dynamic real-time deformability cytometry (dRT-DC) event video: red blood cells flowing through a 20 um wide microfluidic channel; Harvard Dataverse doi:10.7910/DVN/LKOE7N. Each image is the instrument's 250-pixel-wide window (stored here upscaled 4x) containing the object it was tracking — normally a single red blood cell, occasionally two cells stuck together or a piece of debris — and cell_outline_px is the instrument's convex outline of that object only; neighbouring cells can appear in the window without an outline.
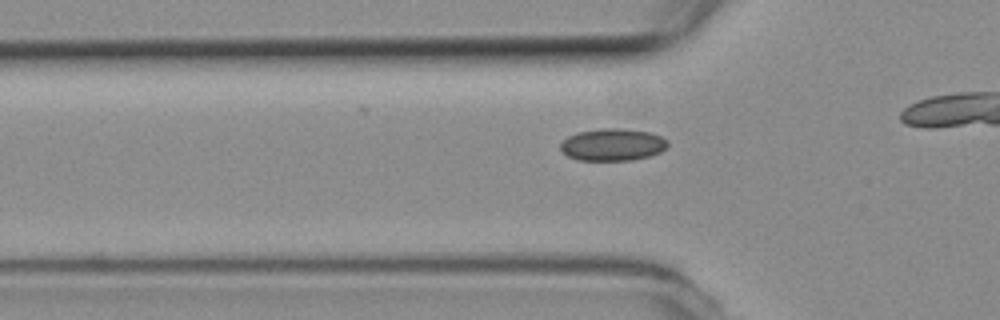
{"species": "common noctule bat (a hibernating species)", "species_latin": "Nyctalus noctula", "temperature_condition": "room temperature", "stored_images_in_passage": 27, "camera_frame_rate_fps": 3000, "um_per_image_px": 0.085, "animal": {"sex": "female", "body_mass_g": 19.3, "forearm_length_mm": 54.1}, "frame": {"image": 1, "passage_image": 2, "time_ms": 0.333, "image_size_px": [1000, 320], "cell_outline_px": [[668, 144], [660, 152], [648, 156], [632, 160], [576, 160], [568, 156], [560, 148], [560, 144], [568, 136], [576, 132], [600, 128], [620, 128], [648, 132], [660, 136], [668, 140]], "centroid_in_image_um": [52.04, 12.29], "position_along_channel_um": 73.8, "area_um2": 20.06}}
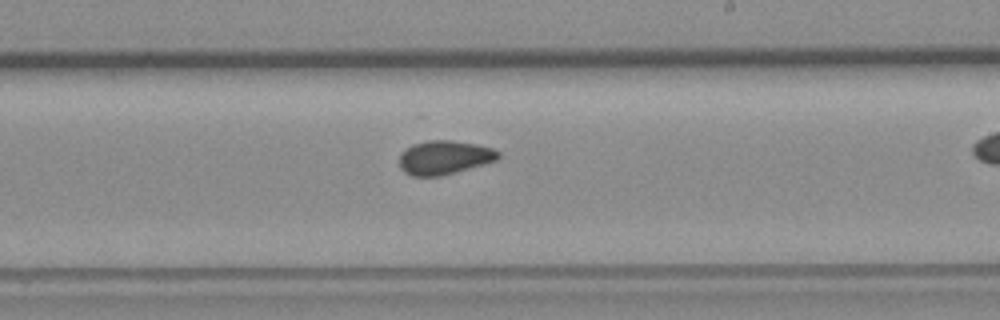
{"frame": {"image": 2, "passage_image": 16, "time_ms": 5.0, "image_size_px": [1000, 320], "cell_outline_px": [[500, 156], [496, 160], [456, 172], [440, 176], [412, 176], [404, 172], [400, 168], [400, 156], [412, 144], [428, 140], [452, 140], [476, 144], [492, 148], [500, 152]], "centroid_in_image_um": [37.77, 13.38], "position_along_channel_um": 251.2, "area_um2": 19.36}}
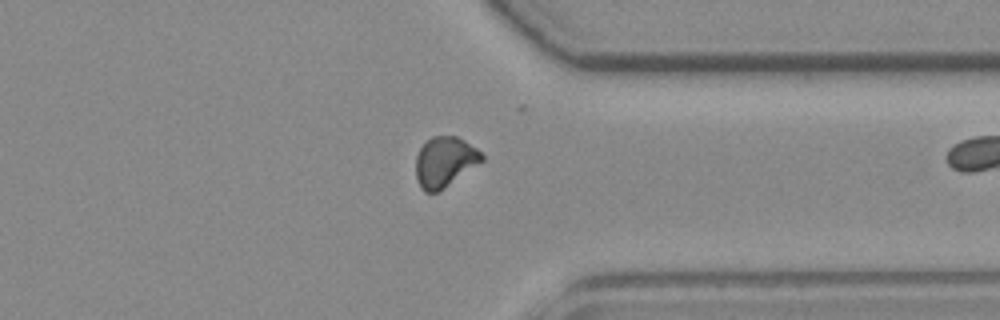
{"frame": {"image": 3, "passage_image": 26, "time_ms": 8.333, "image_size_px": [1000, 320], "cell_outline_px": [[484, 160], [444, 188], [436, 192], [424, 192], [420, 188], [416, 180], [416, 156], [420, 148], [432, 136], [456, 136], [464, 140], [476, 148], [484, 156]], "centroid_in_image_um": [37.78, 13.76], "position_along_channel_um": 373.6, "area_um2": 19.19}}